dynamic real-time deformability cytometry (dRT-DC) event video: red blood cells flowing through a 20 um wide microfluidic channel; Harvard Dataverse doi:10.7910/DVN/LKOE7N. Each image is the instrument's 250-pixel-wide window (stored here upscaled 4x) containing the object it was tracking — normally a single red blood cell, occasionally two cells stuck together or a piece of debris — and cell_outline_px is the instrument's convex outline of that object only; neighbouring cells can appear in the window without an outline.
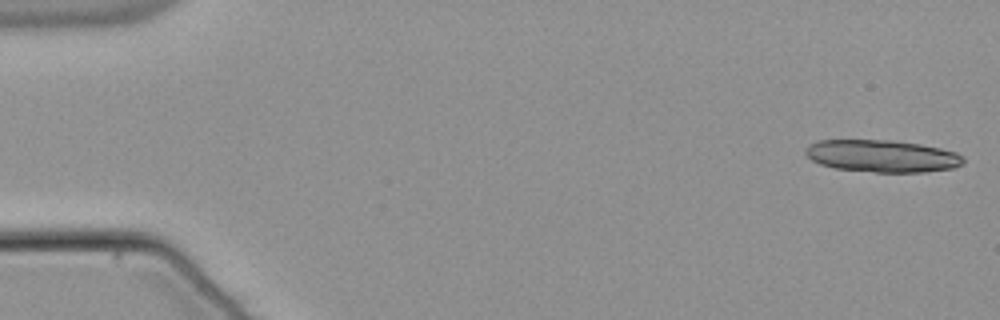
{"species": "common noctule bat (a hibernating species)", "species_latin": "Nyctalus noctula", "temperature_condition": "warm", "stored_images_in_passage": 16, "camera_frame_rate_fps": 3000, "um_per_image_px": 0.085, "animal": {"sex": "male", "body_mass_g": 21.5, "forearm_length_mm": 52.0}, "frame": {"image": 1, "passage_image": 1, "time_ms": 0.0, "image_size_px": [1000, 320], "cell_outline_px": [[964, 164], [956, 168], [924, 172], [876, 172], [836, 168], [820, 164], [812, 160], [804, 152], [816, 140], [892, 140], [920, 144], [940, 148], [956, 152], [964, 156]], "centroid_in_image_um": [75.04, 13.26], "position_along_channel_um": 10.0, "area_um2": 29.65}}